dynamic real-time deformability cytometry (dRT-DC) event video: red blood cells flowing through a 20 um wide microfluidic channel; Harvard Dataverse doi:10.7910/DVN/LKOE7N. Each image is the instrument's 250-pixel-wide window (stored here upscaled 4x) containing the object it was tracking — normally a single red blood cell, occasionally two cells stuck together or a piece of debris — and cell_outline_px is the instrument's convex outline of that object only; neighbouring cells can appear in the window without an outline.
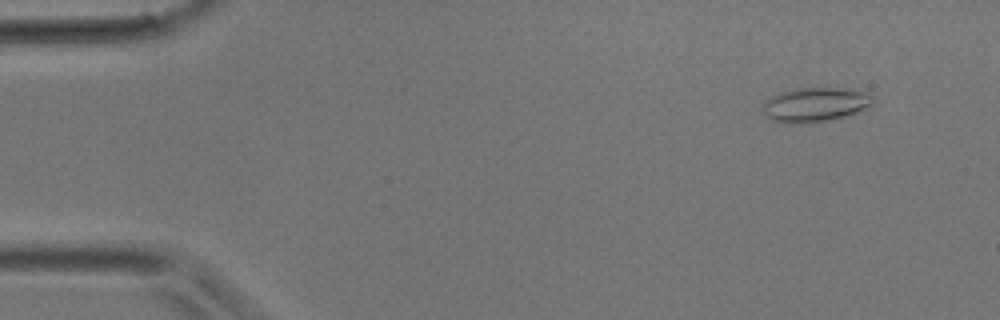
{"species": "common noctule bat (a hibernating species)", "species_latin": "Nyctalus noctula", "temperature_condition": "room temperature", "stored_images_in_passage": 2, "camera_frame_rate_fps": 3000, "um_per_image_px": 0.085, "animal": {"sex": "male", "body_mass_g": 17.9}, "frame": {"image": 1, "passage_image": 1, "time_ms": 0.0, "image_size_px": [1000, 320], "cell_outline_px": [[876, 96], [872, 104], [868, 108], [844, 116], [828, 120], [808, 124], [784, 124], [768, 120], [764, 116], [760, 108], [764, 100], [780, 92], [796, 88], [852, 88], [872, 92]], "centroid_in_image_um": [69.28, 8.9], "position_along_channel_um": 15.7, "area_um2": 23.06}}